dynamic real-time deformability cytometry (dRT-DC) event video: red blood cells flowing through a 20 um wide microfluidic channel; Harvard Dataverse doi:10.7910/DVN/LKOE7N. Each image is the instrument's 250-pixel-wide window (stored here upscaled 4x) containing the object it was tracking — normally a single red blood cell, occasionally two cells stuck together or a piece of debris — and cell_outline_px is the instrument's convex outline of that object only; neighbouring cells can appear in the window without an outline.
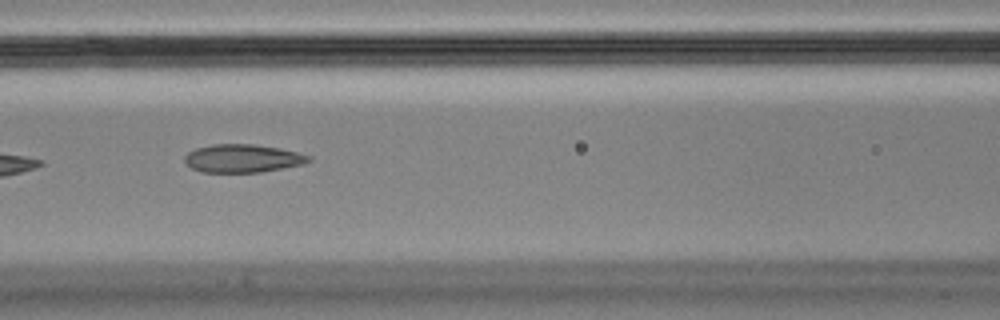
{"species": "Egyptian fruit bat (a non-hibernating species)", "species_latin": "Rousettus aegyptiacus", "temperature_condition": "cold", "stored_images_in_passage": 11, "camera_frame_rate_fps": 3000, "um_per_image_px": 0.085, "animal": {"sex": "male"}, "frame": {"image": 1, "passage_image": 7, "time_ms": 2.0, "image_size_px": [1000, 320], "cell_outline_px": [[312, 160], [304, 164], [260, 172], [200, 172], [192, 168], [184, 160], [184, 156], [188, 152], [196, 148], [212, 144], [252, 144], [280, 148], [312, 156]], "centroid_in_image_um": [20.63, 13.46], "position_along_channel_um": 146.0, "area_um2": 20.35}}
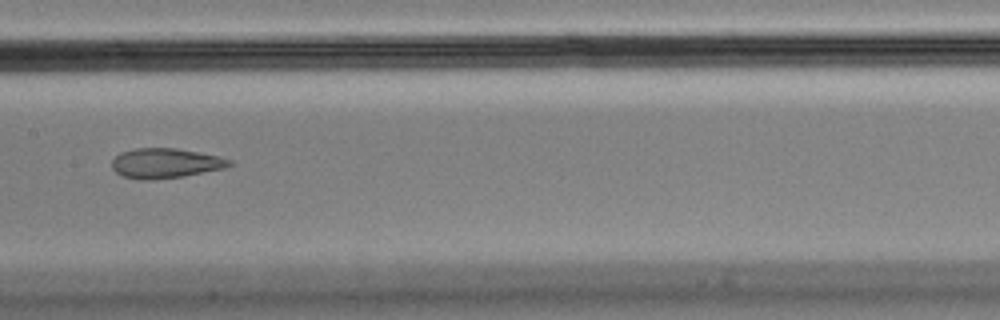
{"frame": {"image": 2, "passage_image": 8, "time_ms": 2.333, "image_size_px": [1000, 320], "cell_outline_px": [[232, 164], [224, 168], [184, 176], [152, 180], [140, 180], [124, 176], [116, 172], [112, 168], [112, 160], [120, 152], [136, 148], [176, 148], [200, 152], [220, 156], [232, 160]], "centroid_in_image_um": [14.07, 13.87], "position_along_channel_um": 193.3, "area_um2": 20.52}}